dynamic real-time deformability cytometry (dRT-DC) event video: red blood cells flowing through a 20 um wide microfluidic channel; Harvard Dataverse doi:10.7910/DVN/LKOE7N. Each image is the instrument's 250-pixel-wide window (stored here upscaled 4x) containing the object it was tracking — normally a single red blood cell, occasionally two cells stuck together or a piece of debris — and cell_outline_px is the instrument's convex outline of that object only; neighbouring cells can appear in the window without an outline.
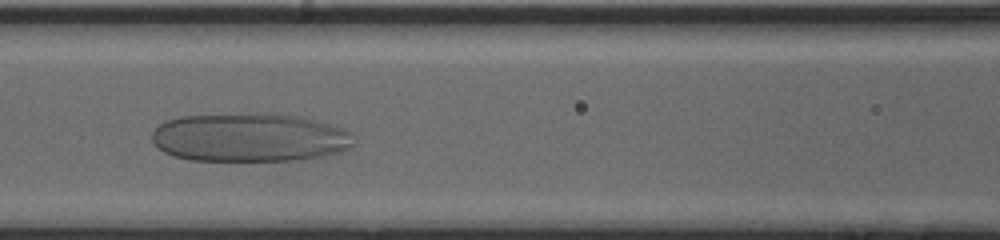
{"species": "human", "species_latin": "Homo sapiens", "temperature_condition": "cold", "stored_images_in_passage": 40, "camera_frame_rate_fps": 3000, "um_per_image_px": 0.085, "donor": {"sex": "male"}, "frame": {"image": 1, "passage_image": 11, "time_ms": 3.333, "image_size_px": [1000, 240], "cell_outline_px": [[352, 144], [348, 148], [336, 152], [304, 160], [188, 160], [172, 156], [164, 152], [152, 140], [152, 132], [164, 120], [180, 116], [252, 112], [264, 112], [300, 116], [328, 124], [340, 128], [348, 132]], "centroid_in_image_um": [21.13, 11.66], "position_along_channel_um": 145.5, "area_um2": 57.28}}
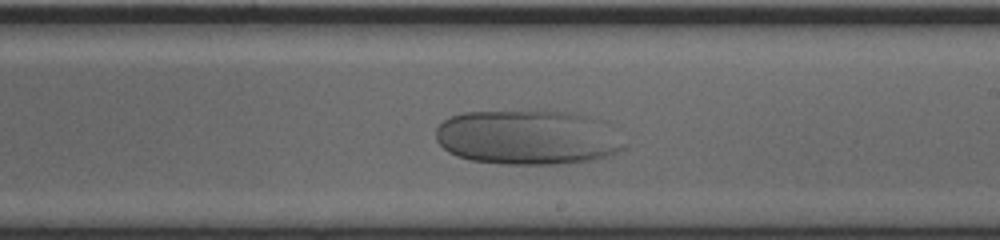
{"frame": {"image": 2, "passage_image": 19, "time_ms": 6.0, "image_size_px": [1000, 240], "cell_outline_px": [[624, 148], [608, 156], [592, 160], [556, 164], [504, 164], [472, 160], [456, 156], [448, 152], [436, 140], [436, 128], [448, 116], [464, 112], [544, 108], [576, 112], [588, 116]], "centroid_in_image_um": [44.65, 11.64], "position_along_channel_um": 244.3, "area_um2": 59.88}}
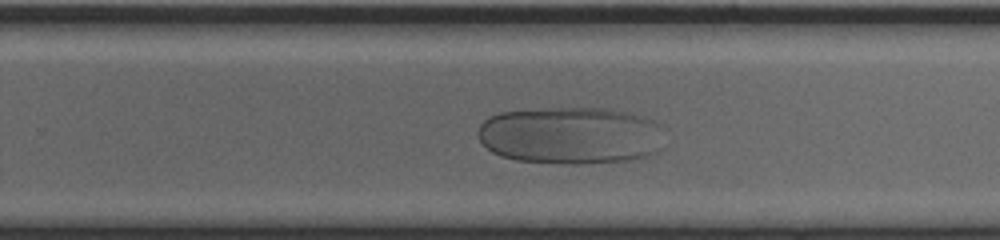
{"frame": {"image": 3, "passage_image": 22, "time_ms": 7.0, "image_size_px": [1000, 240], "cell_outline_px": [[656, 152], [648, 156], [624, 160], [576, 164], [560, 164], [516, 160], [500, 156], [492, 152], [480, 140], [476, 132], [480, 124], [484, 120], [500, 112], [552, 108], [608, 108], [644, 116], [656, 120]], "centroid_in_image_um": [48.38, 11.51], "position_along_channel_um": 281.4, "area_um2": 61.67}}